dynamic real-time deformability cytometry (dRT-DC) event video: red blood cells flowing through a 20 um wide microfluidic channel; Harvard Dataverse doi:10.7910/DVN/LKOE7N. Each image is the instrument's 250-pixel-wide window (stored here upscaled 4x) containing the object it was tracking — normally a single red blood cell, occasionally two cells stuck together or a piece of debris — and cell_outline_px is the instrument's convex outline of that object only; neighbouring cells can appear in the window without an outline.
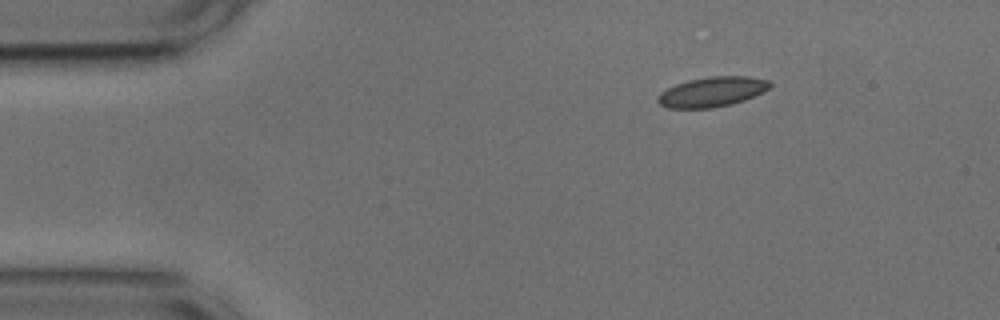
{"species": "common noctule bat (a hibernating species)", "species_latin": "Nyctalus noctula", "temperature_condition": "cold", "stored_images_in_passage": 46, "camera_frame_rate_fps": 3000, "um_per_image_px": 0.085, "animal": {"sex": "male", "body_mass_g": 17.9, "forearm_length_mm": 54.2}, "frame": {"image": 1, "passage_image": 1, "time_ms": 0.0, "image_size_px": [1000, 320], "cell_outline_px": [[772, 84], [768, 88], [744, 100], [732, 104], [712, 108], [668, 108], [660, 104], [656, 100], [656, 96], [660, 92], [676, 84], [688, 80], [708, 76], [748, 76], [768, 80]], "centroid_in_image_um": [60.48, 7.8], "position_along_channel_um": 24.5, "area_um2": 19.48}}
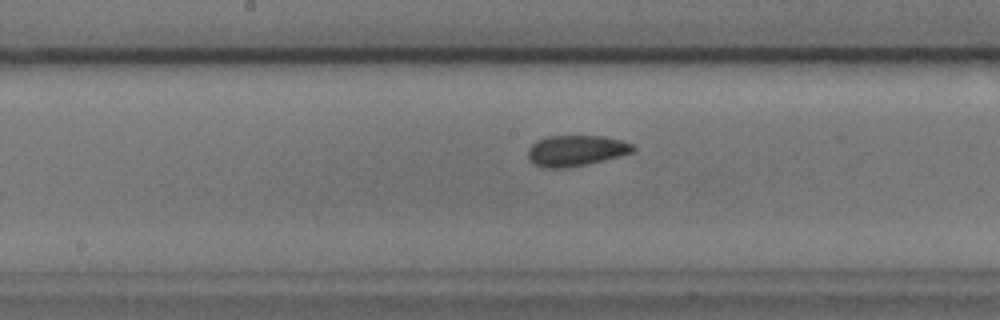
{"frame": {"image": 2, "passage_image": 20, "time_ms": 6.333, "image_size_px": [1000, 320], "cell_outline_px": [[636, 152], [588, 164], [568, 168], [544, 168], [532, 164], [528, 160], [528, 148], [536, 140], [548, 136], [604, 136], [620, 140], [632, 144], [636, 148]], "centroid_in_image_um": [48.94, 12.81], "position_along_channel_um": 199.3, "area_um2": 19.19}}
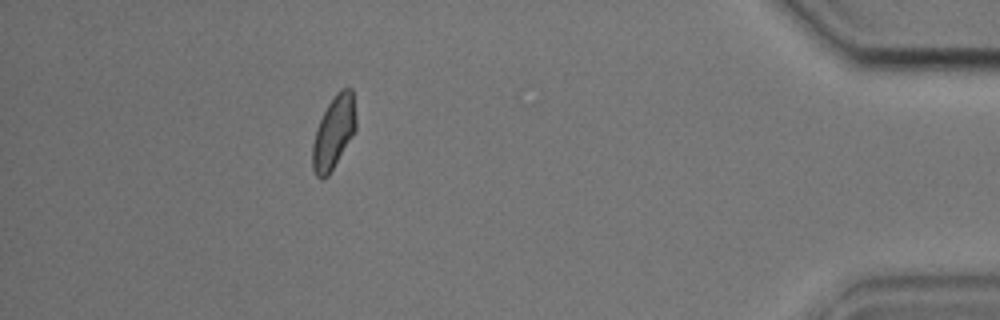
{"frame": {"image": 3, "passage_image": 41, "time_ms": 13.333, "image_size_px": [1000, 320], "cell_outline_px": [[356, 128], [352, 136], [328, 176], [320, 180], [316, 176], [312, 168], [312, 144], [316, 128], [328, 104], [336, 92], [340, 88], [352, 88], [356, 116]], "centroid_in_image_um": [28.35, 11.25], "position_along_channel_um": 406.8, "area_um2": 18.44}, "authors_computed_cell_mechanics": {"area_um2": 18.7561, "velocity_mm_per_s": 3.7255, "shape_relaxation_time_tau1_ms": 9.0513, "shape_relaxation_time_tau2_ms": 1.6776, "deformation_change_tau1": 0.1579, "deformation_change_tau2": 0.0623}}